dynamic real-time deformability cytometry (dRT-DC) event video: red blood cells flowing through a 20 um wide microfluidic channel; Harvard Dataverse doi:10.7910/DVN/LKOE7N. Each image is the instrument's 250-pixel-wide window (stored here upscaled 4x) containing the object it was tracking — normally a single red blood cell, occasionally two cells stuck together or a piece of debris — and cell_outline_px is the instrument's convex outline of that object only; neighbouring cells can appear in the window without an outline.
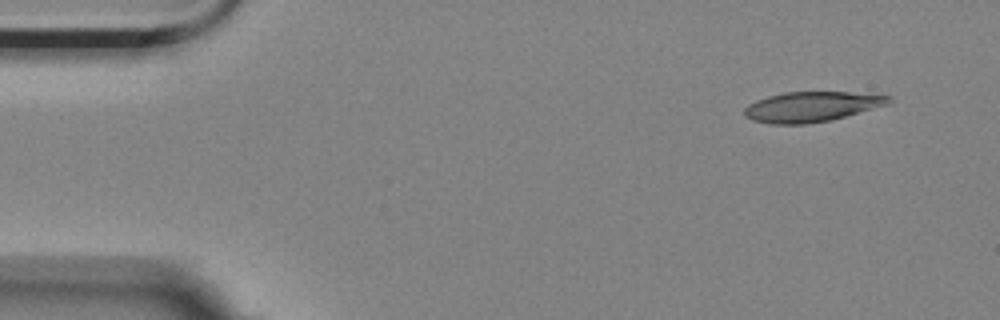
{"species": "Egyptian fruit bat (a non-hibernating species)", "species_latin": "Rousettus aegyptiacus", "temperature_condition": "room temperature", "stored_images_in_passage": 5, "camera_frame_rate_fps": 3000, "um_per_image_px": 0.085, "animal": {"sex": "female"}, "frame": {"image": 1, "passage_image": 1, "time_ms": 0.0, "image_size_px": [1000, 320], "cell_outline_px": [[892, 100], [888, 104], [844, 116], [828, 120], [808, 124], [768, 124], [752, 120], [744, 116], [744, 108], [748, 104], [756, 100], [768, 96], [784, 92], [848, 92], [892, 96]], "centroid_in_image_um": [68.92, 9.07], "position_along_channel_um": 16.1, "area_um2": 25.2}}
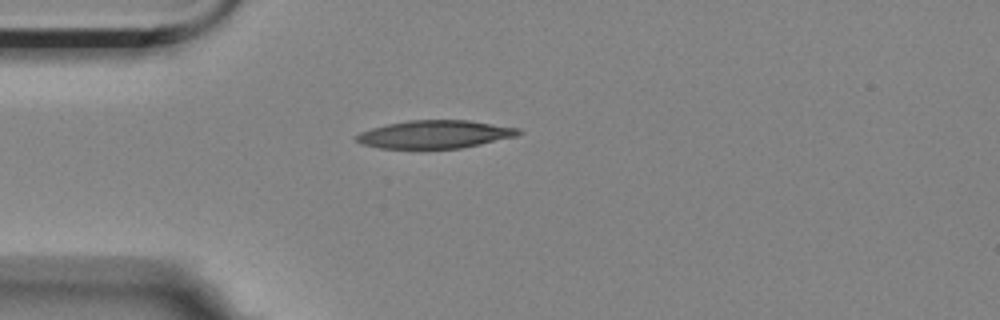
{"frame": {"image": 2, "passage_image": 4, "time_ms": 3.333, "image_size_px": [1000, 320], "cell_outline_px": [[524, 132], [516, 136], [480, 144], [460, 148], [380, 148], [360, 144], [356, 140], [356, 136], [360, 132], [372, 128], [388, 124], [408, 120], [468, 120], [520, 128]], "centroid_in_image_um": [36.98, 11.41], "position_along_channel_um": 48.0, "area_um2": 26.3}}